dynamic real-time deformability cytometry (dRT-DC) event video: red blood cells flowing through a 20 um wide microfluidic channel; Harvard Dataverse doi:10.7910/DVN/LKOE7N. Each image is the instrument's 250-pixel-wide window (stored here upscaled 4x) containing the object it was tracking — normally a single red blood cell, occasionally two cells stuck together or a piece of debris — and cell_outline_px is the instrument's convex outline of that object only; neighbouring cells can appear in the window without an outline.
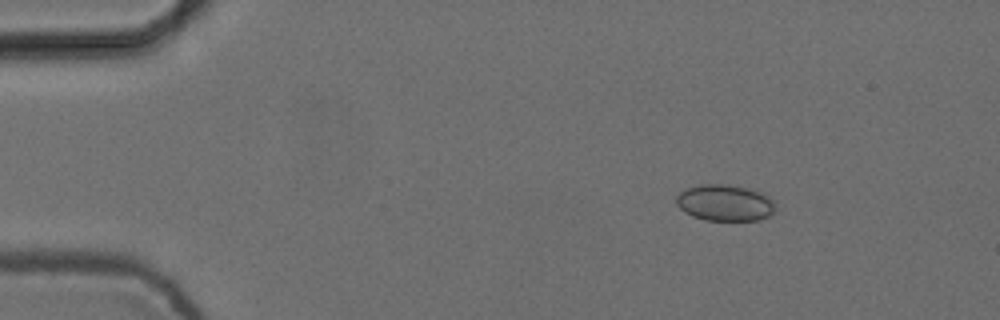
{"species": "common noctule bat (a hibernating species)", "species_latin": "Nyctalus noctula", "temperature_condition": "cold", "stored_images_in_passage": 5, "camera_frame_rate_fps": 3000, "um_per_image_px": 0.085, "animal": {"sex": "female", "body_mass_g": 24.6, "forearm_length_mm": 56.2}, "frame": {"image": 1, "passage_image": 1, "time_ms": 0.0, "image_size_px": [1000, 320], "cell_outline_px": [[776, 208], [768, 216], [760, 220], [704, 220], [692, 216], [684, 212], [676, 204], [676, 196], [680, 192], [688, 188], [700, 184], [728, 184], [748, 188], [760, 192], [776, 200]], "centroid_in_image_um": [61.63, 17.24], "position_along_channel_um": 23.4, "area_um2": 21.21}}
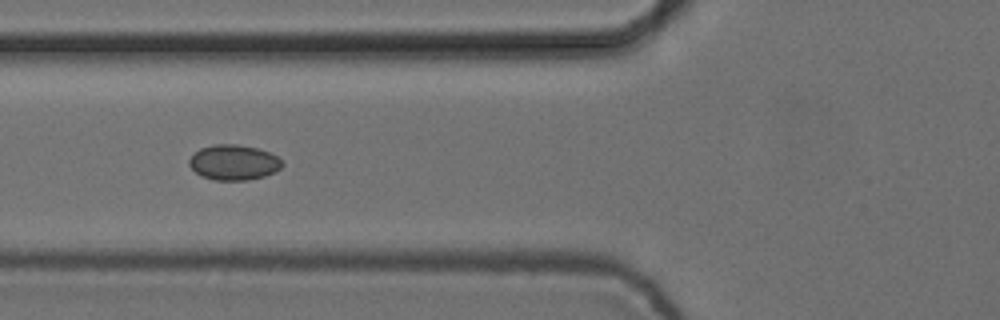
{"frame": {"image": 2, "passage_image": 4, "time_ms": 1.0, "image_size_px": [1000, 320], "cell_outline_px": [[284, 164], [276, 172], [264, 176], [248, 180], [212, 180], [200, 176], [188, 164], [188, 160], [200, 148], [216, 144], [236, 144], [256, 148], [268, 152], [276, 156]], "centroid_in_image_um": [19.85, 13.82], "position_along_channel_um": 105.9, "area_um2": 19.07}}
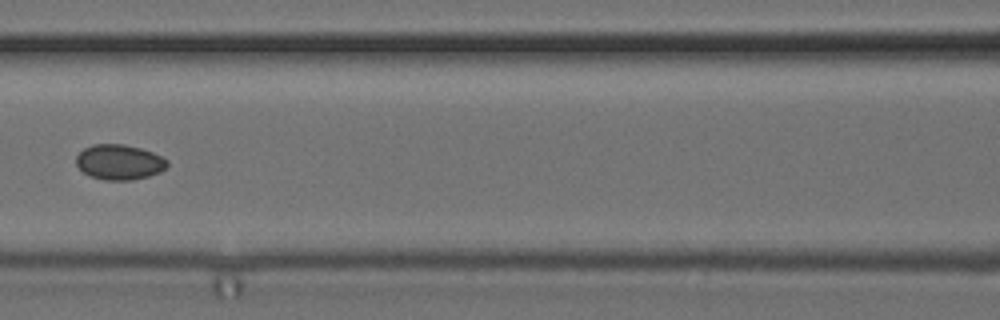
{"frame": {"image": 3, "passage_image": 5, "time_ms": 1.333, "image_size_px": [1000, 320], "cell_outline_px": [[168, 164], [160, 172], [148, 176], [132, 180], [104, 180], [92, 176], [84, 172], [76, 164], [76, 156], [84, 148], [92, 144], [124, 144], [140, 148], [152, 152], [168, 160]], "centroid_in_image_um": [10.14, 13.77], "position_along_channel_um": 156.5, "area_um2": 18.55}}